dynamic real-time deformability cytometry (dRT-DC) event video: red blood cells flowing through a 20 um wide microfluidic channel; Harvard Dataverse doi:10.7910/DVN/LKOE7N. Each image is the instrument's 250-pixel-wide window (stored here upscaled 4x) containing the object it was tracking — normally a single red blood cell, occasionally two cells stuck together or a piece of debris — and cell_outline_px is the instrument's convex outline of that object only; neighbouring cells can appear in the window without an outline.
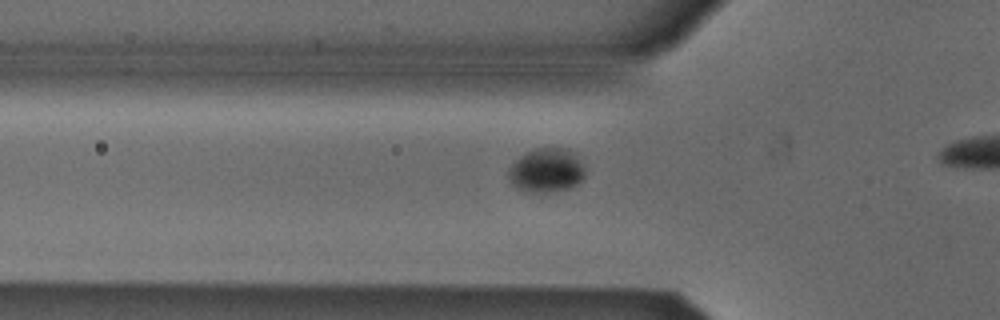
{"species": "Egyptian fruit bat (a non-hibernating species)", "species_latin": "Rousettus aegyptiacus", "temperature_condition": "cold", "stored_images_in_passage": 24, "camera_frame_rate_fps": 3000, "um_per_image_px": 0.085, "animal": {"sex": "male"}, "frame": {"image": 1, "passage_image": 12, "time_ms": 3.667, "image_size_px": [1000, 320], "cell_outline_px": [[584, 176], [572, 188], [544, 192], [528, 192], [512, 184], [508, 176], [508, 168], [524, 152], [536, 148], [560, 148], [572, 152], [576, 156], [584, 168]], "centroid_in_image_um": [46.41, 14.48], "position_along_channel_um": 79.4, "area_um2": 19.36}}
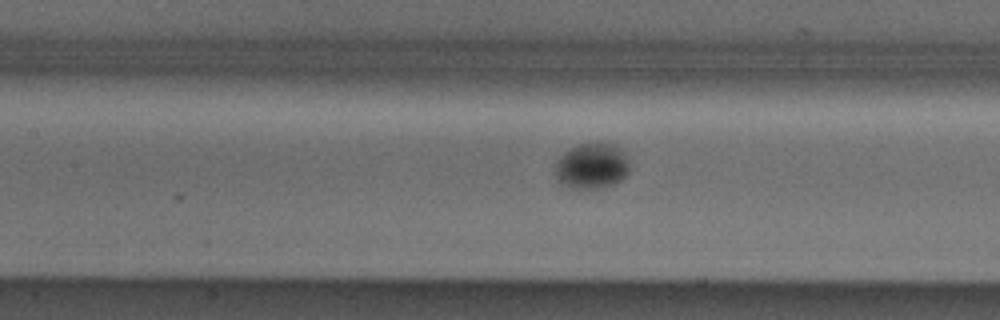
{"frame": {"image": 2, "passage_image": 18, "time_ms": 5.667, "image_size_px": [1000, 320], "cell_outline_px": [[628, 172], [616, 184], [604, 188], [580, 192], [560, 184], [556, 176], [556, 160], [568, 148], [580, 144], [596, 140], [616, 144], [628, 156]], "centroid_in_image_um": [50.3, 14.12], "position_along_channel_um": 157.1, "area_um2": 20.92}}
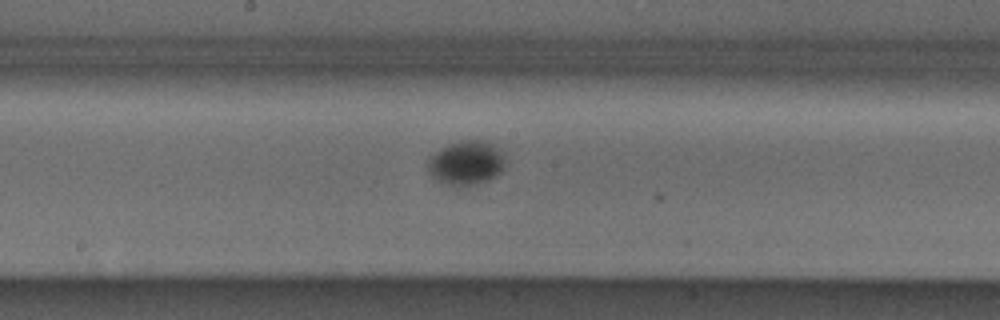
{"frame": {"image": 3, "passage_image": 22, "time_ms": 7.0, "image_size_px": [1000, 320], "cell_outline_px": [[504, 164], [500, 172], [496, 176], [488, 180], [476, 184], [444, 184], [436, 180], [432, 176], [428, 168], [428, 156], [440, 148], [448, 144], [460, 140], [484, 140], [492, 144], [504, 156]], "centroid_in_image_um": [39.59, 13.82], "position_along_channel_um": 208.6, "area_um2": 19.71}}